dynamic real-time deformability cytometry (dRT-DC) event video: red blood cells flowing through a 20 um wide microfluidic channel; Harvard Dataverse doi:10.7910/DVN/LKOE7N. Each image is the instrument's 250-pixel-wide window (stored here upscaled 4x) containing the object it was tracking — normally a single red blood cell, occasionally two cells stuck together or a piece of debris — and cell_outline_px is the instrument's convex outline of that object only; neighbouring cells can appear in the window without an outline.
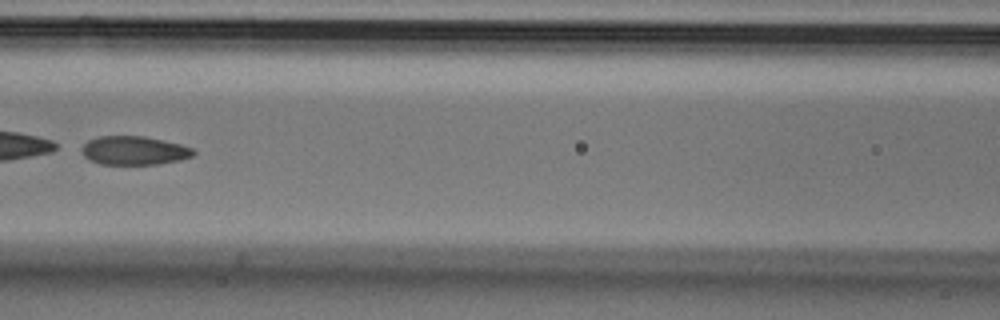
{"species": "Egyptian fruit bat (a non-hibernating species)", "species_latin": "Rousettus aegyptiacus", "temperature_condition": "cold", "stored_images_in_passage": 7, "camera_frame_rate_fps": 3000, "um_per_image_px": 0.085, "animal": {"sex": "male"}, "frame": {"image": 1, "passage_image": 6, "time_ms": 1.667, "image_size_px": [1000, 320], "cell_outline_px": [[196, 152], [192, 156], [180, 160], [160, 164], [100, 164], [84, 156], [80, 152], [80, 148], [88, 140], [96, 136], [144, 136], [180, 144], [192, 148]], "centroid_in_image_um": [11.38, 12.79], "position_along_channel_um": 155.2, "area_um2": 18.73}}
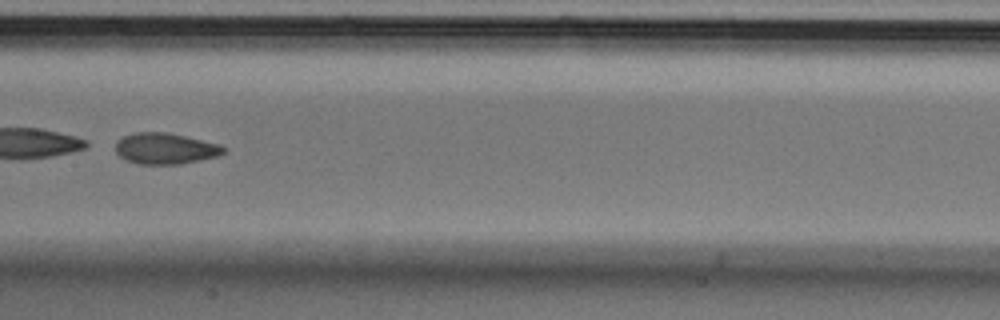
{"frame": {"image": 2, "passage_image": 7, "time_ms": 2.0, "image_size_px": [1000, 320], "cell_outline_px": [[224, 152], [216, 156], [200, 160], [180, 164], [140, 164], [124, 160], [116, 152], [116, 140], [124, 136], [136, 132], [168, 132], [220, 144], [224, 148]], "centroid_in_image_um": [14.02, 12.62], "position_along_channel_um": 193.4, "area_um2": 19.54}}